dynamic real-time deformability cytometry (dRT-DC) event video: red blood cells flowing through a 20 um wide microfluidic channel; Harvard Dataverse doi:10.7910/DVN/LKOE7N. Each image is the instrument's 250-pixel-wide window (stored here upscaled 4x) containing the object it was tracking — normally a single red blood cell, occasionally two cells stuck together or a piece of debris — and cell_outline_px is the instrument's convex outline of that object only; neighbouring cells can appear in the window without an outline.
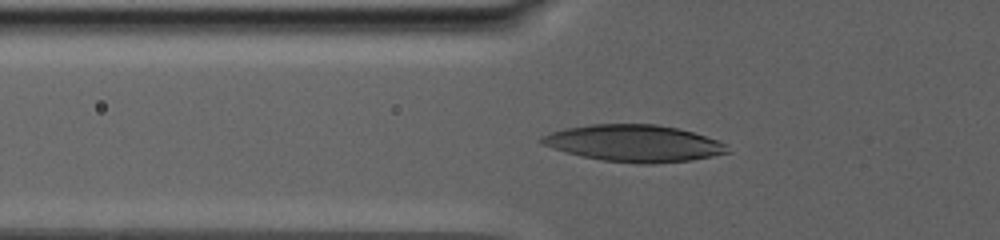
{"species": "human", "species_latin": "Homo sapiens", "temperature_condition": "warm", "stored_images_in_passage": 58, "camera_frame_rate_fps": 3000, "um_per_image_px": 0.085, "donor": {"sex": "male"}, "frame": {"image": 1, "passage_image": 20, "time_ms": 11.0, "image_size_px": [1000, 240], "cell_outline_px": [[732, 152], [692, 160], [648, 164], [640, 164], [600, 160], [580, 156], [540, 144], [540, 136], [564, 128], [592, 124], [656, 124], [676, 128], [692, 132], [728, 144]], "centroid_in_image_um": [53.89, 12.18], "position_along_channel_um": 71.9, "area_um2": 39.94}}
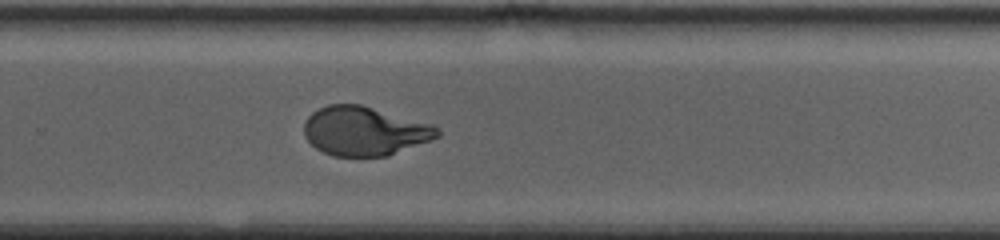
{"frame": {"image": 2, "passage_image": 33, "time_ms": 20.0, "image_size_px": [1000, 240], "cell_outline_px": [[440, 136], [432, 140], [388, 156], [332, 156], [316, 148], [304, 136], [304, 120], [312, 112], [328, 104], [360, 104], [432, 124], [440, 128]], "centroid_in_image_um": [30.99, 11.14], "position_along_channel_um": 298.8, "area_um2": 38.21}}
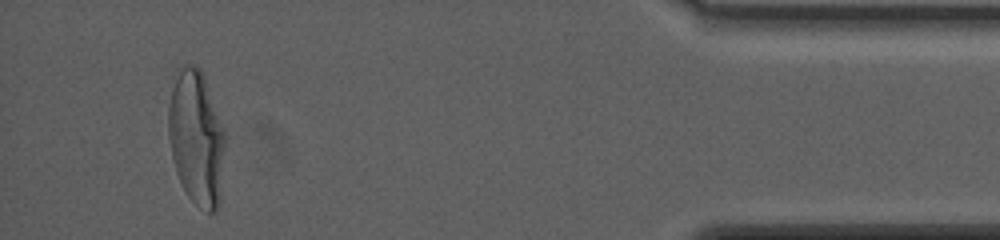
{"frame": {"image": 3, "passage_image": 54, "time_ms": 26.667, "image_size_px": [1000, 240], "cell_outline_px": [[224, 148], [220, 200], [216, 212], [208, 212], [196, 204], [188, 196], [176, 172], [172, 160], [168, 136], [168, 108], [176, 68], [180, 64], [192, 64], [200, 68], [204, 76], [224, 132]], "centroid_in_image_um": [16.66, 11.68], "position_along_channel_um": 418.5, "area_um2": 44.39}, "authors_computed_cell_mechanics": {"area_um2": 39.9398, "velocity_mm_per_s": 2.575, "shape_relaxation_time_tau1_ms": 7.7406, "shape_relaxation_time_tau2_ms": null, "deformation_change_tau1": 0.2583, "deformation_change_tau2": null}}